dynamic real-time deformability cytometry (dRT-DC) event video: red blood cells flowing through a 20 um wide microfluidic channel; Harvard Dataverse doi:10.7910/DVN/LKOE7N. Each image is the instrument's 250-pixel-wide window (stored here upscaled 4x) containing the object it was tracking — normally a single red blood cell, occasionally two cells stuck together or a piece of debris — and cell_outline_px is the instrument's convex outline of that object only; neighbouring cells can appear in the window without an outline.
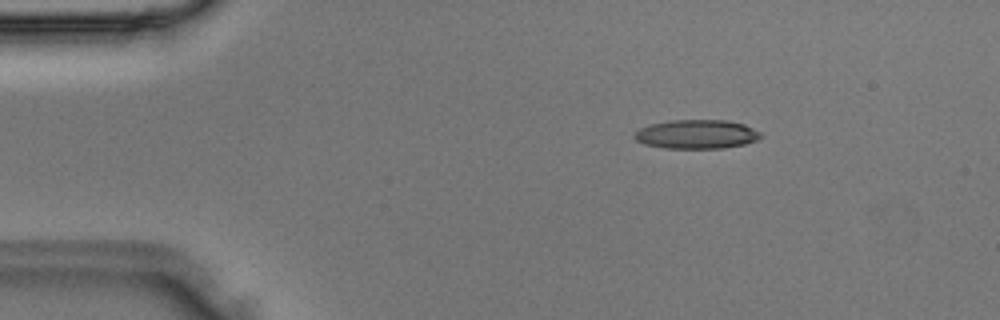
{"species": "Egyptian fruit bat (a non-hibernating species)", "species_latin": "Rousettus aegyptiacus", "temperature_condition": "room temperature", "stored_images_in_passage": 3, "camera_frame_rate_fps": 3000, "um_per_image_px": 0.085, "animal": {"sex": "male"}, "frame": {"image": 1, "passage_image": 2, "time_ms": 0.333, "image_size_px": [1000, 320], "cell_outline_px": [[764, 136], [756, 140], [744, 144], [724, 148], [664, 148], [644, 144], [636, 140], [632, 136], [640, 128], [648, 124], [672, 120], [728, 120], [744, 124], [760, 132]], "centroid_in_image_um": [59.2, 11.4], "position_along_channel_um": 25.8, "area_um2": 21.44}}